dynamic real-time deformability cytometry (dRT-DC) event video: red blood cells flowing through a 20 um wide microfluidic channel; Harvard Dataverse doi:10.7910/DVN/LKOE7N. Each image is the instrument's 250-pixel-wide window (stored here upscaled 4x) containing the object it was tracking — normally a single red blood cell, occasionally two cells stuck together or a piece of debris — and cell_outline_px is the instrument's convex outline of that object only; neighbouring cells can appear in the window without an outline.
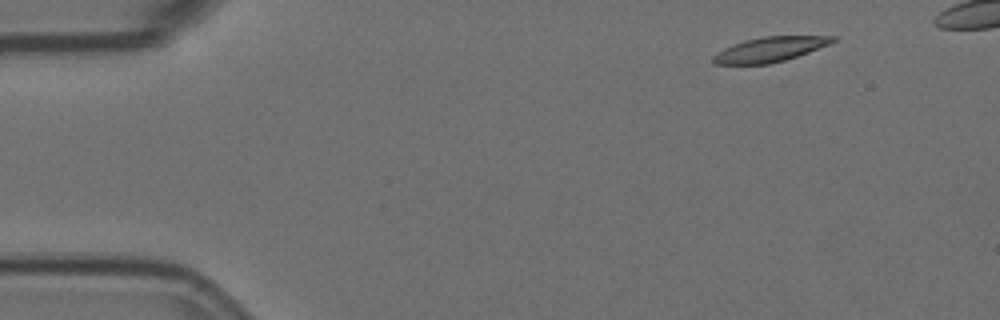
{"species": "Egyptian fruit bat (a non-hibernating species)", "species_latin": "Rousettus aegyptiacus", "temperature_condition": "room temperature", "stored_images_in_passage": 6, "segment_of_instrument_passage": [2, 2], "camera_frame_rate_fps": 3000, "um_per_image_px": 0.085, "animal": {"sex": "female"}, "frame": {"image": 1, "passage_image": 6, "time_ms": 1.667, "image_size_px": [1000, 320], "cell_outline_px": [[836, 40], [828, 44], [808, 52], [784, 60], [768, 64], [716, 64], [712, 60], [712, 56], [724, 48], [744, 40], [764, 36], [836, 36]], "centroid_in_image_um": [65.41, 4.19], "position_along_channel_um": 19.6, "area_um2": 16.99}}